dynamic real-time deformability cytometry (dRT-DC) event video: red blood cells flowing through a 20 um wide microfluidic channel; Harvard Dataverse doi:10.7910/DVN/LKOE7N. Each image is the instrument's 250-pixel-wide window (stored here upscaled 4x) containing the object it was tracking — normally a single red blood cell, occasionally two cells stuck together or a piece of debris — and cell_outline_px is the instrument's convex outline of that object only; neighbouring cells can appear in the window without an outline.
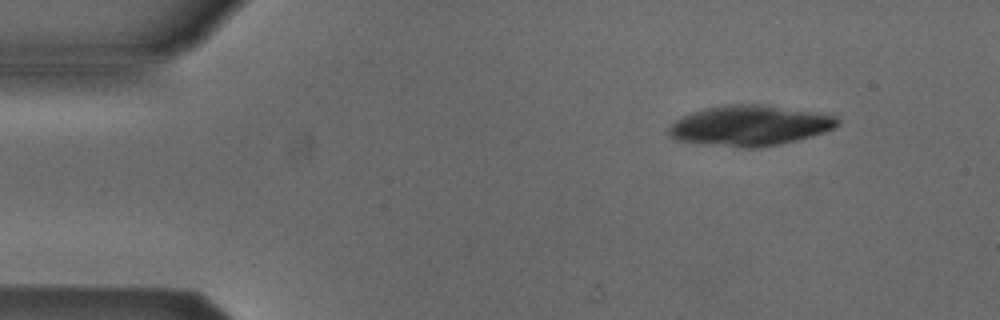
{"species": "Egyptian fruit bat (a non-hibernating species)", "species_latin": "Rousettus aegyptiacus", "temperature_condition": "cold", "stored_images_in_passage": 4, "camera_frame_rate_fps": 3000, "um_per_image_px": 0.085, "animal": {"sex": "male"}, "frame": {"image": 1, "passage_image": 1, "time_ms": 0.0, "image_size_px": [1000, 320], "cell_outline_px": [[840, 124], [836, 128], [812, 136], [780, 144], [760, 148], [740, 148], [676, 140], [668, 132], [668, 128], [676, 120], [692, 112], [708, 108], [728, 104], [760, 104], [820, 112], [836, 116], [840, 120]], "centroid_in_image_um": [63.8, 10.67], "position_along_channel_um": 21.2, "area_um2": 39.77}}
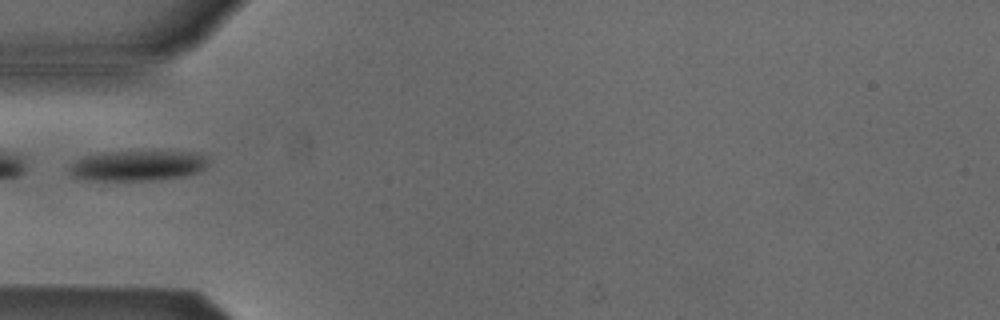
{"frame": {"image": 2, "passage_image": 4, "time_ms": 3.667, "image_size_px": [1000, 320], "cell_outline_px": [[208, 164], [204, 168], [196, 172], [184, 176], [152, 180], [92, 180], [72, 176], [68, 172], [68, 168], [76, 160], [84, 156], [100, 152], [200, 152], [208, 156]], "centroid_in_image_um": [11.7, 14.07], "position_along_channel_um": 73.3, "area_um2": 24.51}}